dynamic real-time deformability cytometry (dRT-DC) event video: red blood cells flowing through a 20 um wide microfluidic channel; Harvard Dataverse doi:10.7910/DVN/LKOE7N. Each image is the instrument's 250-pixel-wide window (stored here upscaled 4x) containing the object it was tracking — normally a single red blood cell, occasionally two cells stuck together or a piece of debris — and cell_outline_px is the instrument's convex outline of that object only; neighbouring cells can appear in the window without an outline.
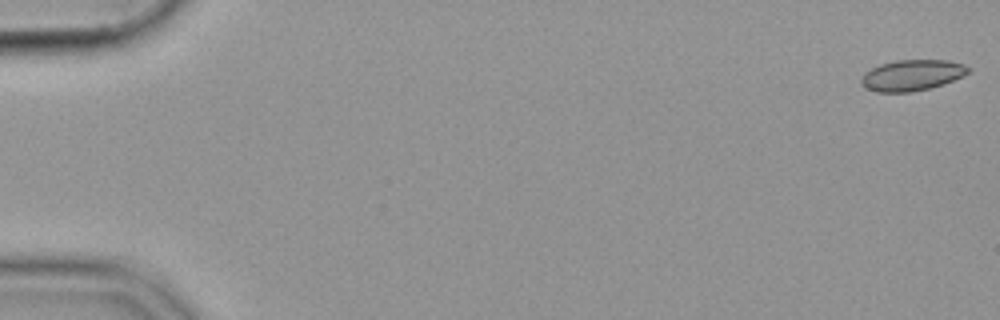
{"species": "common noctule bat (a hibernating species)", "species_latin": "Nyctalus noctula", "temperature_condition": "cold", "stored_images_in_passage": 11, "camera_frame_rate_fps": 3000, "um_per_image_px": 0.085, "animal": {"sex": "female", "body_mass_g": 19.9}, "frame": {"image": 1, "passage_image": 1, "time_ms": 0.0, "image_size_px": [1000, 320], "cell_outline_px": [[972, 68], [964, 76], [944, 84], [912, 92], [876, 92], [860, 84], [860, 80], [864, 72], [880, 64], [896, 60], [944, 60], [964, 64]], "centroid_in_image_um": [77.52, 6.39], "position_along_channel_um": 7.5, "area_um2": 19.36}}